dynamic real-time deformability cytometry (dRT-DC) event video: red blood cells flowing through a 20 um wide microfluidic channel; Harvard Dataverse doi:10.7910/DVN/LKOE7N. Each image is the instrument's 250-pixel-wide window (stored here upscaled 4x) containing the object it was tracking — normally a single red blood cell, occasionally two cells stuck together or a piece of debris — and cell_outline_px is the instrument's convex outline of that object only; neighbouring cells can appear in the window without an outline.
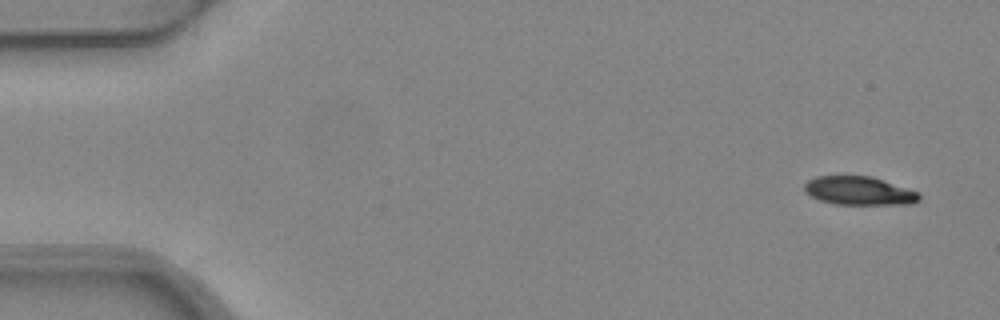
{"species": "common noctule bat (a hibernating species)", "species_latin": "Nyctalus noctula", "temperature_condition": "warm", "stored_images_in_passage": 5, "camera_frame_rate_fps": 3000, "um_per_image_px": 0.085, "animal": {"sex": "female", "body_mass_g": 24.6, "forearm_length_mm": 56.2}, "frame": {"image": 1, "passage_image": 1, "time_ms": 0.0, "image_size_px": [1000, 320], "cell_outline_px": [[920, 200], [916, 204], [836, 204], [820, 200], [804, 192], [804, 184], [808, 180], [816, 176], [872, 176], [920, 192]], "centroid_in_image_um": [73.06, 16.22], "position_along_channel_um": 11.9, "area_um2": 19.19}}
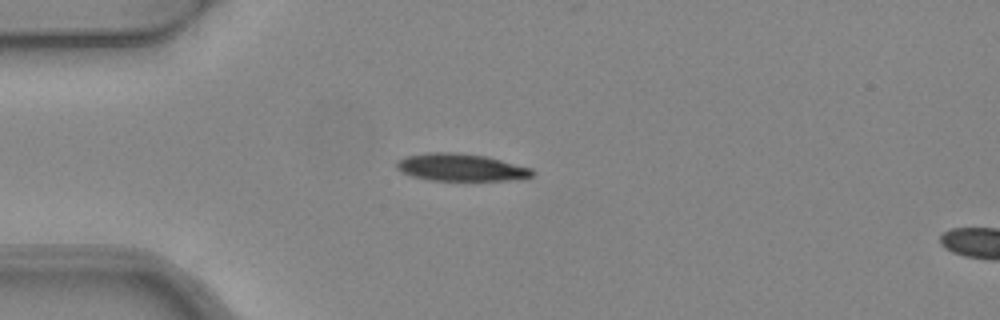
{"frame": {"image": 2, "passage_image": 4, "time_ms": 1.0, "image_size_px": [1000, 320], "cell_outline_px": [[536, 172], [532, 176], [508, 180], [428, 180], [412, 176], [400, 172], [396, 168], [396, 160], [404, 156], [428, 152], [456, 152], [484, 156], [532, 168]], "centroid_in_image_um": [39.1, 14.22], "position_along_channel_um": 45.9, "area_um2": 21.68}}